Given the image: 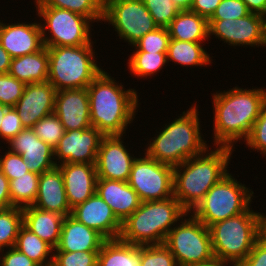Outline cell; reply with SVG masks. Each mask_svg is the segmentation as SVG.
<instances>
[{
	"label": "cell",
	"instance_id": "6da1fadb",
	"mask_svg": "<svg viewBox=\"0 0 266 266\" xmlns=\"http://www.w3.org/2000/svg\"><path fill=\"white\" fill-rule=\"evenodd\" d=\"M213 146H234L245 141L266 102L265 87L241 88L212 93Z\"/></svg>",
	"mask_w": 266,
	"mask_h": 266
},
{
	"label": "cell",
	"instance_id": "7a4b0ae2",
	"mask_svg": "<svg viewBox=\"0 0 266 266\" xmlns=\"http://www.w3.org/2000/svg\"><path fill=\"white\" fill-rule=\"evenodd\" d=\"M115 79L104 69L87 86L91 125L104 136L127 135L141 104L139 92Z\"/></svg>",
	"mask_w": 266,
	"mask_h": 266
},
{
	"label": "cell",
	"instance_id": "3957f363",
	"mask_svg": "<svg viewBox=\"0 0 266 266\" xmlns=\"http://www.w3.org/2000/svg\"><path fill=\"white\" fill-rule=\"evenodd\" d=\"M210 147L174 167V197L188 213L195 209L214 184L230 172L228 166L235 150L226 146Z\"/></svg>",
	"mask_w": 266,
	"mask_h": 266
},
{
	"label": "cell",
	"instance_id": "277c9868",
	"mask_svg": "<svg viewBox=\"0 0 266 266\" xmlns=\"http://www.w3.org/2000/svg\"><path fill=\"white\" fill-rule=\"evenodd\" d=\"M199 105L193 103L171 123L162 125L148 144L144 153L162 164L172 167L179 166L191 157L203 153L208 143L202 134ZM148 145V146H147Z\"/></svg>",
	"mask_w": 266,
	"mask_h": 266
},
{
	"label": "cell",
	"instance_id": "5b68a950",
	"mask_svg": "<svg viewBox=\"0 0 266 266\" xmlns=\"http://www.w3.org/2000/svg\"><path fill=\"white\" fill-rule=\"evenodd\" d=\"M188 212L175 197L145 201L123 222L119 239L134 245L163 244Z\"/></svg>",
	"mask_w": 266,
	"mask_h": 266
},
{
	"label": "cell",
	"instance_id": "8992f818",
	"mask_svg": "<svg viewBox=\"0 0 266 266\" xmlns=\"http://www.w3.org/2000/svg\"><path fill=\"white\" fill-rule=\"evenodd\" d=\"M94 43L80 46L47 47L48 81L56 91L84 89L103 71L97 64Z\"/></svg>",
	"mask_w": 266,
	"mask_h": 266
},
{
	"label": "cell",
	"instance_id": "52a82bcc",
	"mask_svg": "<svg viewBox=\"0 0 266 266\" xmlns=\"http://www.w3.org/2000/svg\"><path fill=\"white\" fill-rule=\"evenodd\" d=\"M259 213L250 206L244 213L211 225L214 257L238 266L261 236Z\"/></svg>",
	"mask_w": 266,
	"mask_h": 266
},
{
	"label": "cell",
	"instance_id": "ba28073f",
	"mask_svg": "<svg viewBox=\"0 0 266 266\" xmlns=\"http://www.w3.org/2000/svg\"><path fill=\"white\" fill-rule=\"evenodd\" d=\"M253 194L250 187L228 173L208 190L191 214L209 228L214 223L244 213L253 202Z\"/></svg>",
	"mask_w": 266,
	"mask_h": 266
},
{
	"label": "cell",
	"instance_id": "9c48e42d",
	"mask_svg": "<svg viewBox=\"0 0 266 266\" xmlns=\"http://www.w3.org/2000/svg\"><path fill=\"white\" fill-rule=\"evenodd\" d=\"M45 47L80 46L92 40L93 22L83 15L56 7H36ZM92 29V30H91ZM48 31V32H47Z\"/></svg>",
	"mask_w": 266,
	"mask_h": 266
},
{
	"label": "cell",
	"instance_id": "30bf717a",
	"mask_svg": "<svg viewBox=\"0 0 266 266\" xmlns=\"http://www.w3.org/2000/svg\"><path fill=\"white\" fill-rule=\"evenodd\" d=\"M164 244L178 266H194L214 258L209 228L191 213L186 214L169 231Z\"/></svg>",
	"mask_w": 266,
	"mask_h": 266
},
{
	"label": "cell",
	"instance_id": "8fae6325",
	"mask_svg": "<svg viewBox=\"0 0 266 266\" xmlns=\"http://www.w3.org/2000/svg\"><path fill=\"white\" fill-rule=\"evenodd\" d=\"M104 24L112 26L120 40L133 46L158 26L142 0H109L103 7Z\"/></svg>",
	"mask_w": 266,
	"mask_h": 266
},
{
	"label": "cell",
	"instance_id": "7c38bea8",
	"mask_svg": "<svg viewBox=\"0 0 266 266\" xmlns=\"http://www.w3.org/2000/svg\"><path fill=\"white\" fill-rule=\"evenodd\" d=\"M140 153L132 165L127 183L136 191L141 202L174 197V167L162 164Z\"/></svg>",
	"mask_w": 266,
	"mask_h": 266
},
{
	"label": "cell",
	"instance_id": "4fadbf2b",
	"mask_svg": "<svg viewBox=\"0 0 266 266\" xmlns=\"http://www.w3.org/2000/svg\"><path fill=\"white\" fill-rule=\"evenodd\" d=\"M209 40L212 35L216 39L236 47H266V17L249 13L248 15L234 19L208 20ZM236 46V47H235Z\"/></svg>",
	"mask_w": 266,
	"mask_h": 266
},
{
	"label": "cell",
	"instance_id": "5bb4252c",
	"mask_svg": "<svg viewBox=\"0 0 266 266\" xmlns=\"http://www.w3.org/2000/svg\"><path fill=\"white\" fill-rule=\"evenodd\" d=\"M104 135L95 127L65 131L54 148L56 165L61 163L96 164L100 142Z\"/></svg>",
	"mask_w": 266,
	"mask_h": 266
},
{
	"label": "cell",
	"instance_id": "9a60e30c",
	"mask_svg": "<svg viewBox=\"0 0 266 266\" xmlns=\"http://www.w3.org/2000/svg\"><path fill=\"white\" fill-rule=\"evenodd\" d=\"M123 135L104 136L100 142L96 172L98 178L128 181L134 160L137 158L124 143ZM128 148V149H127Z\"/></svg>",
	"mask_w": 266,
	"mask_h": 266
},
{
	"label": "cell",
	"instance_id": "2e32d148",
	"mask_svg": "<svg viewBox=\"0 0 266 266\" xmlns=\"http://www.w3.org/2000/svg\"><path fill=\"white\" fill-rule=\"evenodd\" d=\"M56 89L49 82L26 84L14 108L25 128L54 112Z\"/></svg>",
	"mask_w": 266,
	"mask_h": 266
},
{
	"label": "cell",
	"instance_id": "e0dca14e",
	"mask_svg": "<svg viewBox=\"0 0 266 266\" xmlns=\"http://www.w3.org/2000/svg\"><path fill=\"white\" fill-rule=\"evenodd\" d=\"M3 21L0 20V43L12 59L38 52L45 47L40 22L14 21L7 24Z\"/></svg>",
	"mask_w": 266,
	"mask_h": 266
},
{
	"label": "cell",
	"instance_id": "ac0fdd59",
	"mask_svg": "<svg viewBox=\"0 0 266 266\" xmlns=\"http://www.w3.org/2000/svg\"><path fill=\"white\" fill-rule=\"evenodd\" d=\"M71 216L85 226L95 229L106 239L119 238L122 222L97 193L72 208Z\"/></svg>",
	"mask_w": 266,
	"mask_h": 266
},
{
	"label": "cell",
	"instance_id": "d6986e66",
	"mask_svg": "<svg viewBox=\"0 0 266 266\" xmlns=\"http://www.w3.org/2000/svg\"><path fill=\"white\" fill-rule=\"evenodd\" d=\"M7 143L6 148L20 154L31 172L40 175L57 166L54 160V149L39 139L32 128H24Z\"/></svg>",
	"mask_w": 266,
	"mask_h": 266
},
{
	"label": "cell",
	"instance_id": "ffe728a7",
	"mask_svg": "<svg viewBox=\"0 0 266 266\" xmlns=\"http://www.w3.org/2000/svg\"><path fill=\"white\" fill-rule=\"evenodd\" d=\"M54 113L65 131L91 127L87 88L56 91Z\"/></svg>",
	"mask_w": 266,
	"mask_h": 266
},
{
	"label": "cell",
	"instance_id": "44dd1931",
	"mask_svg": "<svg viewBox=\"0 0 266 266\" xmlns=\"http://www.w3.org/2000/svg\"><path fill=\"white\" fill-rule=\"evenodd\" d=\"M62 173L67 201L70 208L83 203L96 193V164L61 163L57 165Z\"/></svg>",
	"mask_w": 266,
	"mask_h": 266
},
{
	"label": "cell",
	"instance_id": "7402d4cb",
	"mask_svg": "<svg viewBox=\"0 0 266 266\" xmlns=\"http://www.w3.org/2000/svg\"><path fill=\"white\" fill-rule=\"evenodd\" d=\"M32 206L44 211L71 215L61 170L58 166L40 174L38 191Z\"/></svg>",
	"mask_w": 266,
	"mask_h": 266
},
{
	"label": "cell",
	"instance_id": "603a6c76",
	"mask_svg": "<svg viewBox=\"0 0 266 266\" xmlns=\"http://www.w3.org/2000/svg\"><path fill=\"white\" fill-rule=\"evenodd\" d=\"M107 239L95 229L85 226L71 215L65 216L58 245L54 251H100Z\"/></svg>",
	"mask_w": 266,
	"mask_h": 266
},
{
	"label": "cell",
	"instance_id": "cb8c5ba5",
	"mask_svg": "<svg viewBox=\"0 0 266 266\" xmlns=\"http://www.w3.org/2000/svg\"><path fill=\"white\" fill-rule=\"evenodd\" d=\"M96 193L111 207L121 222L141 204L138 194L126 181L98 178Z\"/></svg>",
	"mask_w": 266,
	"mask_h": 266
},
{
	"label": "cell",
	"instance_id": "d4e9b609",
	"mask_svg": "<svg viewBox=\"0 0 266 266\" xmlns=\"http://www.w3.org/2000/svg\"><path fill=\"white\" fill-rule=\"evenodd\" d=\"M22 212L23 225L55 248L59 243L65 216L58 212L44 211L32 205L22 208Z\"/></svg>",
	"mask_w": 266,
	"mask_h": 266
},
{
	"label": "cell",
	"instance_id": "484cf974",
	"mask_svg": "<svg viewBox=\"0 0 266 266\" xmlns=\"http://www.w3.org/2000/svg\"><path fill=\"white\" fill-rule=\"evenodd\" d=\"M8 73L25 85L48 81L49 55L47 47L32 54L13 58Z\"/></svg>",
	"mask_w": 266,
	"mask_h": 266
},
{
	"label": "cell",
	"instance_id": "4316f807",
	"mask_svg": "<svg viewBox=\"0 0 266 266\" xmlns=\"http://www.w3.org/2000/svg\"><path fill=\"white\" fill-rule=\"evenodd\" d=\"M167 29L170 39L204 44L209 41L208 19L190 10L180 11Z\"/></svg>",
	"mask_w": 266,
	"mask_h": 266
},
{
	"label": "cell",
	"instance_id": "83f0119b",
	"mask_svg": "<svg viewBox=\"0 0 266 266\" xmlns=\"http://www.w3.org/2000/svg\"><path fill=\"white\" fill-rule=\"evenodd\" d=\"M141 246L107 239L98 252L97 266H140Z\"/></svg>",
	"mask_w": 266,
	"mask_h": 266
},
{
	"label": "cell",
	"instance_id": "f1b7e54d",
	"mask_svg": "<svg viewBox=\"0 0 266 266\" xmlns=\"http://www.w3.org/2000/svg\"><path fill=\"white\" fill-rule=\"evenodd\" d=\"M202 42H188L170 39L167 51V62L179 64L181 67H204L213 63L207 48H204Z\"/></svg>",
	"mask_w": 266,
	"mask_h": 266
},
{
	"label": "cell",
	"instance_id": "f546056e",
	"mask_svg": "<svg viewBox=\"0 0 266 266\" xmlns=\"http://www.w3.org/2000/svg\"><path fill=\"white\" fill-rule=\"evenodd\" d=\"M14 247L39 266H52L54 248L24 225L19 230Z\"/></svg>",
	"mask_w": 266,
	"mask_h": 266
},
{
	"label": "cell",
	"instance_id": "4dcf8cb0",
	"mask_svg": "<svg viewBox=\"0 0 266 266\" xmlns=\"http://www.w3.org/2000/svg\"><path fill=\"white\" fill-rule=\"evenodd\" d=\"M128 57V71L138 79L147 80L168 66L167 52H132Z\"/></svg>",
	"mask_w": 266,
	"mask_h": 266
},
{
	"label": "cell",
	"instance_id": "1f68e13d",
	"mask_svg": "<svg viewBox=\"0 0 266 266\" xmlns=\"http://www.w3.org/2000/svg\"><path fill=\"white\" fill-rule=\"evenodd\" d=\"M40 175L35 172H27L17 179L9 181L11 207L33 205L37 196Z\"/></svg>",
	"mask_w": 266,
	"mask_h": 266
},
{
	"label": "cell",
	"instance_id": "d6a6232c",
	"mask_svg": "<svg viewBox=\"0 0 266 266\" xmlns=\"http://www.w3.org/2000/svg\"><path fill=\"white\" fill-rule=\"evenodd\" d=\"M35 7H56L83 15L97 24L103 21L104 5L99 0H34Z\"/></svg>",
	"mask_w": 266,
	"mask_h": 266
},
{
	"label": "cell",
	"instance_id": "836d02e7",
	"mask_svg": "<svg viewBox=\"0 0 266 266\" xmlns=\"http://www.w3.org/2000/svg\"><path fill=\"white\" fill-rule=\"evenodd\" d=\"M23 226L21 207L0 209V251L15 246L20 228Z\"/></svg>",
	"mask_w": 266,
	"mask_h": 266
},
{
	"label": "cell",
	"instance_id": "e575fe53",
	"mask_svg": "<svg viewBox=\"0 0 266 266\" xmlns=\"http://www.w3.org/2000/svg\"><path fill=\"white\" fill-rule=\"evenodd\" d=\"M32 129L39 139L43 140L53 149L65 133L64 126L54 112L40 119L33 125Z\"/></svg>",
	"mask_w": 266,
	"mask_h": 266
},
{
	"label": "cell",
	"instance_id": "d590c367",
	"mask_svg": "<svg viewBox=\"0 0 266 266\" xmlns=\"http://www.w3.org/2000/svg\"><path fill=\"white\" fill-rule=\"evenodd\" d=\"M170 36L167 28L158 27L148 32L139 39L133 46V52H167Z\"/></svg>",
	"mask_w": 266,
	"mask_h": 266
},
{
	"label": "cell",
	"instance_id": "8d00e7d4",
	"mask_svg": "<svg viewBox=\"0 0 266 266\" xmlns=\"http://www.w3.org/2000/svg\"><path fill=\"white\" fill-rule=\"evenodd\" d=\"M140 266H178L169 248L163 244L142 245Z\"/></svg>",
	"mask_w": 266,
	"mask_h": 266
},
{
	"label": "cell",
	"instance_id": "74e56055",
	"mask_svg": "<svg viewBox=\"0 0 266 266\" xmlns=\"http://www.w3.org/2000/svg\"><path fill=\"white\" fill-rule=\"evenodd\" d=\"M158 27L167 28L180 12L171 0H142Z\"/></svg>",
	"mask_w": 266,
	"mask_h": 266
},
{
	"label": "cell",
	"instance_id": "f35d334b",
	"mask_svg": "<svg viewBox=\"0 0 266 266\" xmlns=\"http://www.w3.org/2000/svg\"><path fill=\"white\" fill-rule=\"evenodd\" d=\"M99 251H53L52 266H97Z\"/></svg>",
	"mask_w": 266,
	"mask_h": 266
},
{
	"label": "cell",
	"instance_id": "ab89813d",
	"mask_svg": "<svg viewBox=\"0 0 266 266\" xmlns=\"http://www.w3.org/2000/svg\"><path fill=\"white\" fill-rule=\"evenodd\" d=\"M243 142L250 150L257 151L266 158V102L264 103L260 115L255 121L247 139Z\"/></svg>",
	"mask_w": 266,
	"mask_h": 266
},
{
	"label": "cell",
	"instance_id": "60d3db41",
	"mask_svg": "<svg viewBox=\"0 0 266 266\" xmlns=\"http://www.w3.org/2000/svg\"><path fill=\"white\" fill-rule=\"evenodd\" d=\"M25 84L9 73L0 74V103L14 107L23 94Z\"/></svg>",
	"mask_w": 266,
	"mask_h": 266
},
{
	"label": "cell",
	"instance_id": "b9f144b4",
	"mask_svg": "<svg viewBox=\"0 0 266 266\" xmlns=\"http://www.w3.org/2000/svg\"><path fill=\"white\" fill-rule=\"evenodd\" d=\"M2 146H0L1 148ZM1 153V150H0ZM4 155H0V171L10 180L29 172L26 162L18 153L6 150Z\"/></svg>",
	"mask_w": 266,
	"mask_h": 266
},
{
	"label": "cell",
	"instance_id": "7bdbcfd3",
	"mask_svg": "<svg viewBox=\"0 0 266 266\" xmlns=\"http://www.w3.org/2000/svg\"><path fill=\"white\" fill-rule=\"evenodd\" d=\"M249 13L246 4L242 0H222L208 20H236Z\"/></svg>",
	"mask_w": 266,
	"mask_h": 266
},
{
	"label": "cell",
	"instance_id": "ee69618b",
	"mask_svg": "<svg viewBox=\"0 0 266 266\" xmlns=\"http://www.w3.org/2000/svg\"><path fill=\"white\" fill-rule=\"evenodd\" d=\"M2 120L3 122L0 126V140L2 141L0 142L3 143L5 141L7 144L8 141L15 137L25 127L23 126L14 107H9L7 109Z\"/></svg>",
	"mask_w": 266,
	"mask_h": 266
},
{
	"label": "cell",
	"instance_id": "f6af8a7d",
	"mask_svg": "<svg viewBox=\"0 0 266 266\" xmlns=\"http://www.w3.org/2000/svg\"><path fill=\"white\" fill-rule=\"evenodd\" d=\"M7 250V251H6ZM0 266H39L15 247L0 251Z\"/></svg>",
	"mask_w": 266,
	"mask_h": 266
},
{
	"label": "cell",
	"instance_id": "bcb514c9",
	"mask_svg": "<svg viewBox=\"0 0 266 266\" xmlns=\"http://www.w3.org/2000/svg\"><path fill=\"white\" fill-rule=\"evenodd\" d=\"M238 266H266V240L260 236L249 255Z\"/></svg>",
	"mask_w": 266,
	"mask_h": 266
},
{
	"label": "cell",
	"instance_id": "7dc6e473",
	"mask_svg": "<svg viewBox=\"0 0 266 266\" xmlns=\"http://www.w3.org/2000/svg\"><path fill=\"white\" fill-rule=\"evenodd\" d=\"M222 0H194L190 11L209 19Z\"/></svg>",
	"mask_w": 266,
	"mask_h": 266
},
{
	"label": "cell",
	"instance_id": "c3c4849f",
	"mask_svg": "<svg viewBox=\"0 0 266 266\" xmlns=\"http://www.w3.org/2000/svg\"><path fill=\"white\" fill-rule=\"evenodd\" d=\"M11 207L9 179L0 171V209Z\"/></svg>",
	"mask_w": 266,
	"mask_h": 266
},
{
	"label": "cell",
	"instance_id": "681fc988",
	"mask_svg": "<svg viewBox=\"0 0 266 266\" xmlns=\"http://www.w3.org/2000/svg\"><path fill=\"white\" fill-rule=\"evenodd\" d=\"M250 13L266 17V0H242Z\"/></svg>",
	"mask_w": 266,
	"mask_h": 266
},
{
	"label": "cell",
	"instance_id": "f907efd6",
	"mask_svg": "<svg viewBox=\"0 0 266 266\" xmlns=\"http://www.w3.org/2000/svg\"><path fill=\"white\" fill-rule=\"evenodd\" d=\"M10 54L2 47L0 43V74H6L9 72L11 64Z\"/></svg>",
	"mask_w": 266,
	"mask_h": 266
},
{
	"label": "cell",
	"instance_id": "816d5d0a",
	"mask_svg": "<svg viewBox=\"0 0 266 266\" xmlns=\"http://www.w3.org/2000/svg\"><path fill=\"white\" fill-rule=\"evenodd\" d=\"M194 266H235V265L214 257L212 260L208 262H204V263L197 264Z\"/></svg>",
	"mask_w": 266,
	"mask_h": 266
},
{
	"label": "cell",
	"instance_id": "f5cc1de1",
	"mask_svg": "<svg viewBox=\"0 0 266 266\" xmlns=\"http://www.w3.org/2000/svg\"><path fill=\"white\" fill-rule=\"evenodd\" d=\"M180 11L190 10L194 0H171Z\"/></svg>",
	"mask_w": 266,
	"mask_h": 266
},
{
	"label": "cell",
	"instance_id": "db71d44e",
	"mask_svg": "<svg viewBox=\"0 0 266 266\" xmlns=\"http://www.w3.org/2000/svg\"><path fill=\"white\" fill-rule=\"evenodd\" d=\"M259 215H260V233L261 236H266V214L260 212Z\"/></svg>",
	"mask_w": 266,
	"mask_h": 266
},
{
	"label": "cell",
	"instance_id": "11a10c76",
	"mask_svg": "<svg viewBox=\"0 0 266 266\" xmlns=\"http://www.w3.org/2000/svg\"><path fill=\"white\" fill-rule=\"evenodd\" d=\"M8 108H9L8 106L0 103V126H1V123L3 122L2 119H3L5 112L7 111Z\"/></svg>",
	"mask_w": 266,
	"mask_h": 266
},
{
	"label": "cell",
	"instance_id": "9f6ffc18",
	"mask_svg": "<svg viewBox=\"0 0 266 266\" xmlns=\"http://www.w3.org/2000/svg\"><path fill=\"white\" fill-rule=\"evenodd\" d=\"M103 5L108 2L109 0H99Z\"/></svg>",
	"mask_w": 266,
	"mask_h": 266
}]
</instances>
